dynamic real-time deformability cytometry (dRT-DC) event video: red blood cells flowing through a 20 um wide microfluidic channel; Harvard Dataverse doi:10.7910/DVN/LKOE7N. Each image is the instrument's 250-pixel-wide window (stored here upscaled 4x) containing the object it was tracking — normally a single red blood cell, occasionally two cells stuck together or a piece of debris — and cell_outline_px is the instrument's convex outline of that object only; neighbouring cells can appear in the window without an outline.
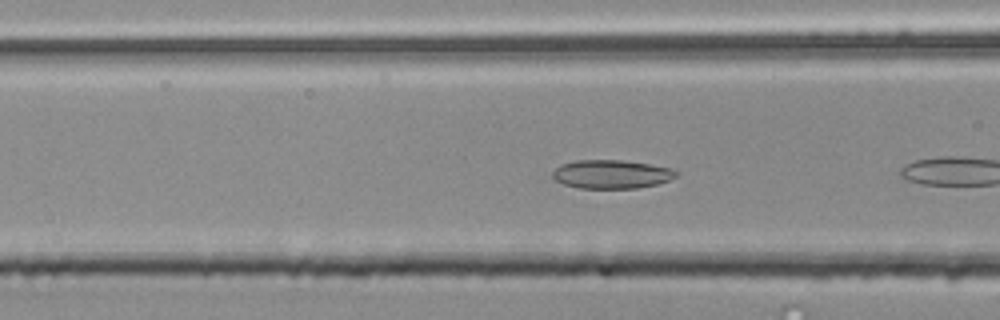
{"species": "common noctule bat (a hibernating species)", "species_latin": "Nyctalus noctula", "temperature_condition": "room temperature", "stored_images_in_passage": 7, "camera_frame_rate_fps": 3000, "um_per_image_px": 0.085, "animal": {"sex": "male", "body_mass_g": 20.4}, "frame": {"image": 1, "passage_image": 4, "time_ms": 1.0, "image_size_px": [1000, 320], "cell_outline_px": [[676, 176], [668, 180], [656, 184], [636, 188], [580, 188], [564, 184], [556, 180], [552, 176], [552, 172], [560, 164], [576, 160], [620, 160], [648, 164], [672, 168], [676, 172]], "centroid_in_image_um": [51.94, 14.8], "position_along_channel_um": 114.7, "area_um2": 20.4}}